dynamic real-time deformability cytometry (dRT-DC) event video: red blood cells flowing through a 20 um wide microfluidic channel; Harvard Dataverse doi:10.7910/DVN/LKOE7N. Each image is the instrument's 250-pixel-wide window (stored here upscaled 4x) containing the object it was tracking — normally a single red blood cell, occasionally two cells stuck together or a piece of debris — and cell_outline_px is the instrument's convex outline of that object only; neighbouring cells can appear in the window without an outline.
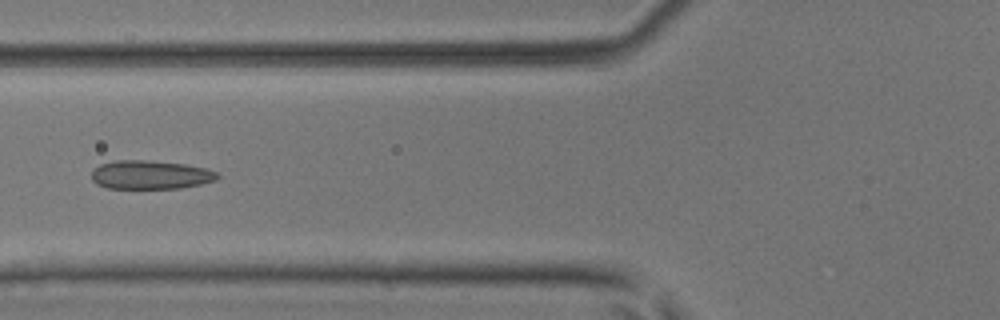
{"species": "common noctule bat (a hibernating species)", "species_latin": "Nyctalus noctula", "temperature_condition": "room temperature", "stored_images_in_passage": 50, "camera_frame_rate_fps": 3000, "um_per_image_px": 0.085, "animal": {"sex": "male", "body_mass_g": 17.9, "forearm_length_mm": 54.2}, "frame": {"image": 1, "passage_image": 20, "time_ms": 6.333, "image_size_px": [1000, 320], "cell_outline_px": [[220, 176], [216, 180], [200, 184], [180, 188], [108, 188], [96, 184], [92, 180], [92, 172], [100, 164], [116, 160], [144, 160], [184, 164], [204, 168], [216, 172]], "centroid_in_image_um": [12.77, 14.86], "position_along_channel_um": 113.0, "area_um2": 20.87}}
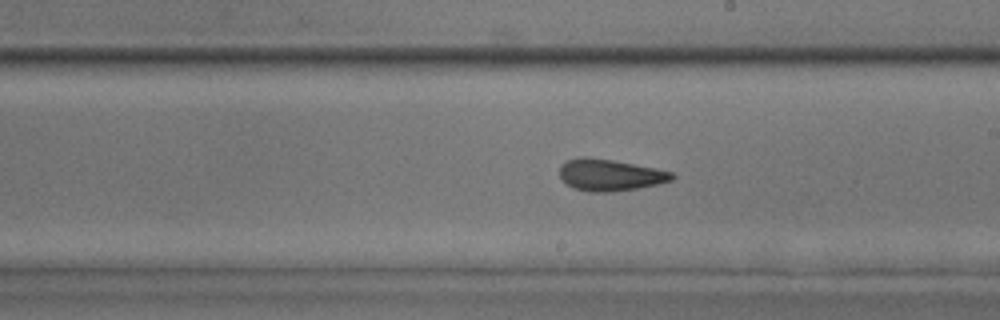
{"frame": {"image": 2, "passage_image": 29, "time_ms": 9.333, "image_size_px": [1000, 320], "cell_outline_px": [[676, 176], [672, 180], [660, 184], [636, 188], [608, 192], [588, 192], [572, 188], [560, 176], [560, 164], [568, 160], [580, 156], [584, 156], [612, 160], [656, 168], [672, 172]], "centroid_in_image_um": [51.85, 14.87], "position_along_channel_um": 237.2, "area_um2": 20.75}}
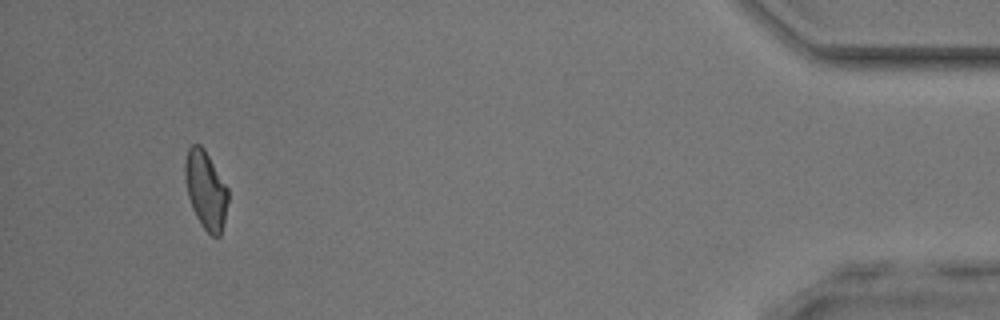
{"frame": {"image": 3, "passage_image": 47, "time_ms": 15.333, "image_size_px": [1000, 320], "cell_outline_px": [[228, 200], [224, 220], [220, 236], [212, 236], [200, 224], [192, 208], [188, 196], [184, 176], [184, 164], [188, 148], [192, 144], [200, 144], [204, 148], [228, 188]], "centroid_in_image_um": [17.47, 16.12], "position_along_channel_um": 417.7, "area_um2": 19.54}, "authors_computed_cell_mechanics": {"area_um2": 20.6346, "velocity_mm_per_s": 4.1588, "shape_relaxation_time_tau1_ms": null, "shape_relaxation_time_tau2_ms": 2.2059, "deformation_change_tau1": null, "deformation_change_tau2": 0.0827}}